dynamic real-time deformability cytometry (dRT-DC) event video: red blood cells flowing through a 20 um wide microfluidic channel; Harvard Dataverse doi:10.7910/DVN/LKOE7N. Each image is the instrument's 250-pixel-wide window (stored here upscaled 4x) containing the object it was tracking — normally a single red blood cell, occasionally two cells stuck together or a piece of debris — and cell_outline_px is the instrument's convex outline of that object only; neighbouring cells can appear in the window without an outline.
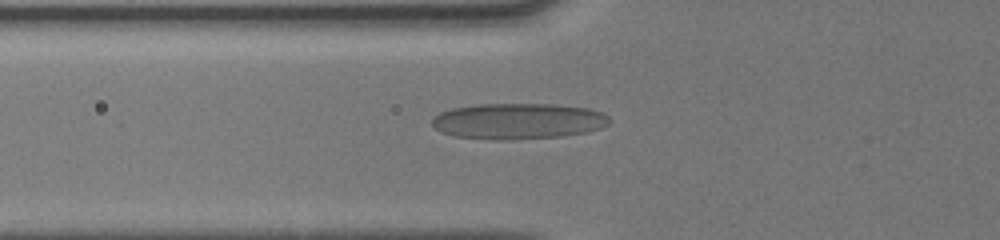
{"species": "human", "species_latin": "Homo sapiens", "temperature_condition": "cold", "stored_images_in_passage": 51, "camera_frame_rate_fps": 3000, "um_per_image_px": 0.085, "donor": {"sex": "male"}, "frame": {"image": 1, "passage_image": 20, "time_ms": 6.333, "image_size_px": [1000, 240], "cell_outline_px": [[612, 120], [608, 124], [600, 128], [588, 132], [560, 136], [508, 140], [492, 140], [452, 136], [440, 132], [432, 124], [432, 116], [440, 112], [452, 108], [480, 104], [552, 104], [588, 108], [600, 112], [608, 116]], "centroid_in_image_um": [44.01, 10.3], "position_along_channel_um": 81.8, "area_um2": 37.34}}
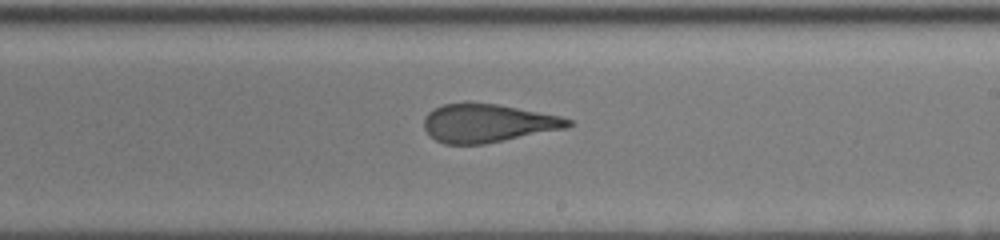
{"frame": {"image": 2, "passage_image": 32, "time_ms": 10.333, "image_size_px": [1000, 240], "cell_outline_px": [[572, 124], [568, 128], [484, 144], [444, 144], [436, 140], [424, 128], [424, 116], [432, 108], [444, 104], [464, 100], [468, 100], [496, 104], [560, 116], [572, 120]], "centroid_in_image_um": [41.42, 10.44], "position_along_channel_um": 247.6, "area_um2": 32.6}}
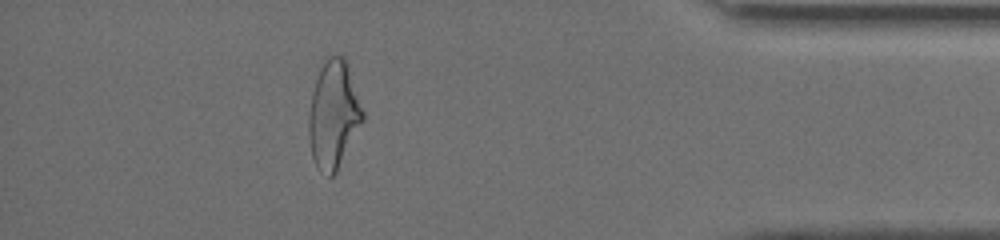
{"frame": {"image": 3, "passage_image": 46, "time_ms": 15.0, "image_size_px": [1000, 240], "cell_outline_px": [[364, 120], [336, 172], [332, 176], [328, 176], [320, 172], [312, 156], [308, 136], [308, 116], [312, 92], [324, 56], [344, 56], [364, 112]], "centroid_in_image_um": [28.33, 9.75], "position_along_channel_um": 406.9, "area_um2": 33.76}, "authors_computed_cell_mechanics": {"area_um2": 34.1598, "velocity_mm_per_s": 4.1454, "shape_relaxation_time_tau1_ms": null, "shape_relaxation_time_tau2_ms": 1.363, "deformation_change_tau1": null, "deformation_change_tau2": 0.1109}}